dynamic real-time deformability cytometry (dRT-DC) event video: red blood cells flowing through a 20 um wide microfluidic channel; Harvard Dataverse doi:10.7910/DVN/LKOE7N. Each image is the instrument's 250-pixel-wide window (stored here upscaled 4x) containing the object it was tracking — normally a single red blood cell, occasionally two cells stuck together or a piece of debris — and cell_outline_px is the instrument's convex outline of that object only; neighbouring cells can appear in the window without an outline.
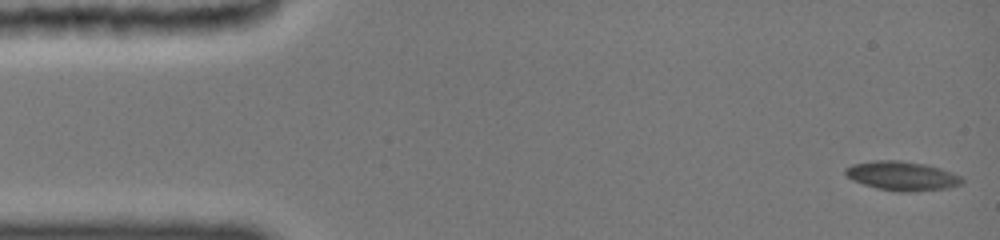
{"species": "common noctule bat (a hibernating species)", "species_latin": "Nyctalus noctula", "temperature_condition": "cold", "stored_images_in_passage": 7, "camera_frame_rate_fps": 3000, "um_per_image_px": 0.085, "animal": {"sex": "female", "body_mass_g": 19.0, "forearm_length_mm": 51.5}, "frame": {"image": 1, "passage_image": 1, "time_ms": 0.0, "image_size_px": [1000, 240], "cell_outline_px": [[964, 180], [960, 184], [948, 188], [904, 192], [900, 192], [876, 188], [852, 180], [844, 176], [844, 168], [852, 164], [876, 160], [900, 160], [924, 164], [940, 168], [952, 172], [960, 176]], "centroid_in_image_um": [76.63, 14.94], "position_along_channel_um": 8.4, "area_um2": 19.83}}
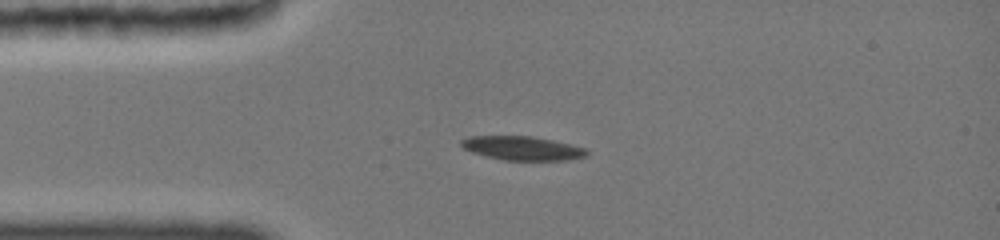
{"frame": {"image": 2, "passage_image": 6, "time_ms": 3.333, "image_size_px": [1000, 240], "cell_outline_px": [[588, 156], [568, 160], [504, 160], [472, 152], [464, 148], [460, 144], [460, 140], [468, 136], [532, 136], [552, 140], [584, 148], [588, 152]], "centroid_in_image_um": [44.39, 12.59], "position_along_channel_um": 40.6, "area_um2": 17.34}}